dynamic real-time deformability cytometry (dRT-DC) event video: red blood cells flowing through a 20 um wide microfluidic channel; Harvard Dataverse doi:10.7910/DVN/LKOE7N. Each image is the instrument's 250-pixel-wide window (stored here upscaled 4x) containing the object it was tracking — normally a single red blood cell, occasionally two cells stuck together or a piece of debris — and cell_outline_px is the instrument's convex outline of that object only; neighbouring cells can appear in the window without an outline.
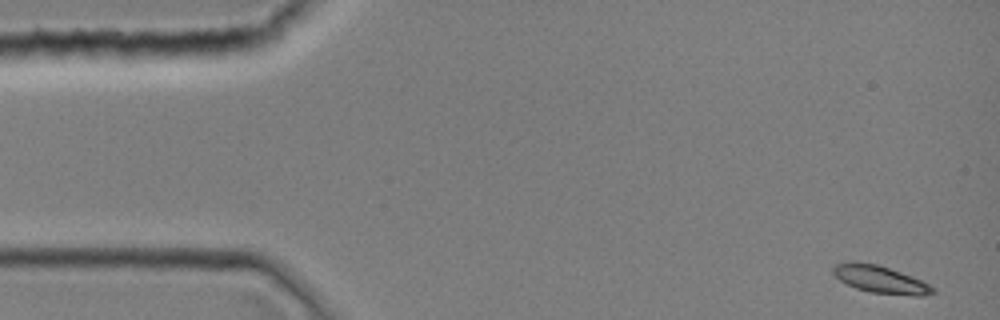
{"species": "common noctule bat (a hibernating species)", "species_latin": "Nyctalus noctula", "temperature_condition": "room temperature", "stored_images_in_passage": 7, "camera_frame_rate_fps": 3000, "um_per_image_px": 0.085, "animal": {"sex": "female", "body_mass_g": 19.0, "forearm_length_mm": 51.5}, "frame": {"image": 1, "passage_image": 1, "time_ms": 0.0, "image_size_px": [1000, 320], "cell_outline_px": [[936, 292], [920, 296], [912, 296], [872, 292], [856, 288], [840, 280], [832, 272], [832, 268], [836, 264], [844, 260], [856, 260], [876, 264], [912, 276], [936, 288]], "centroid_in_image_um": [74.8, 23.73], "position_along_channel_um": 10.2, "area_um2": 16.01}}